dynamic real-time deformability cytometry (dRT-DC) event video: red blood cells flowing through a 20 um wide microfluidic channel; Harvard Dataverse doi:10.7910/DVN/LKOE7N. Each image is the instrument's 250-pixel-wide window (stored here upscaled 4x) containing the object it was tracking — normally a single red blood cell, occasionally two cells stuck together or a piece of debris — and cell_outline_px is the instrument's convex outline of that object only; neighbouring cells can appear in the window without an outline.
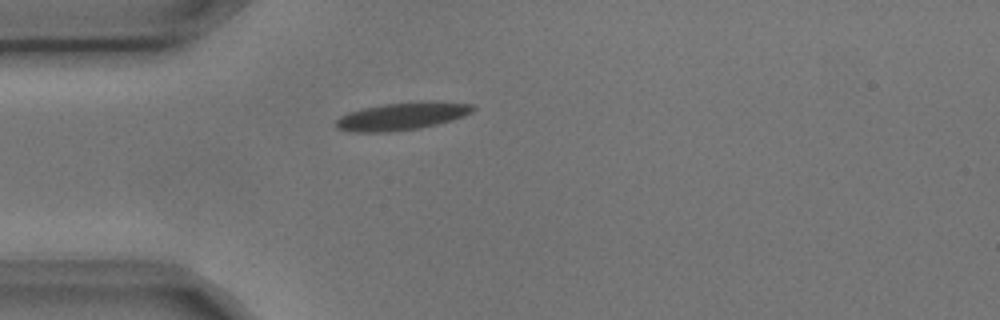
{"species": "common noctule bat (a hibernating species)", "species_latin": "Nyctalus noctula", "temperature_condition": "cold", "stored_images_in_passage": 1, "camera_frame_rate_fps": 3000, "um_per_image_px": 0.085, "animal": {"sex": "male", "body_mass_g": 17.9, "forearm_length_mm": 54.2}, "frame": {"image": 1, "passage_image": 1, "time_ms": 0.0, "image_size_px": [1000, 320], "cell_outline_px": [[476, 108], [472, 112], [464, 116], [452, 120], [420, 128], [392, 132], [352, 132], [336, 128], [336, 120], [340, 116], [348, 112], [364, 108], [384, 104], [420, 100], [428, 100], [472, 104]], "centroid_in_image_um": [34.19, 9.87], "position_along_channel_um": 50.8, "area_um2": 22.31}}